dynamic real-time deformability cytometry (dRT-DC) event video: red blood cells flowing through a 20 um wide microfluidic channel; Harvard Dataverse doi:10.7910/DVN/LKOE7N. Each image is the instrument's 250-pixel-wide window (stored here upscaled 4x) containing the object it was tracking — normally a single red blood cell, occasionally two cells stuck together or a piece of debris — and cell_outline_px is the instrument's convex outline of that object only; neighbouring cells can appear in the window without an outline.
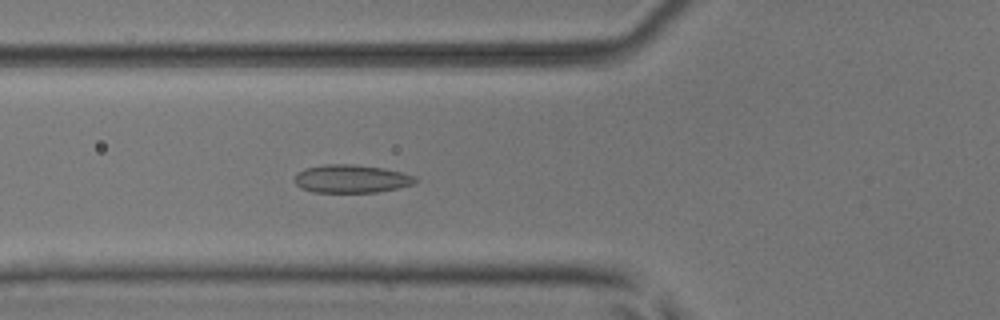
{"species": "common noctule bat (a hibernating species)", "species_latin": "Nyctalus noctula", "temperature_condition": "room temperature", "stored_images_in_passage": 50, "camera_frame_rate_fps": 3000, "um_per_image_px": 0.085, "animal": {"sex": "male", "body_mass_g": 17.9, "forearm_length_mm": 54.2}, "frame": {"image": 1, "passage_image": 18, "time_ms": 5.667, "image_size_px": [1000, 320], "cell_outline_px": [[420, 180], [416, 184], [376, 192], [312, 192], [300, 188], [296, 184], [296, 172], [304, 168], [324, 164], [352, 164], [384, 168], [416, 176]], "centroid_in_image_um": [29.88, 15.19], "position_along_channel_um": 95.9, "area_um2": 19.94}}
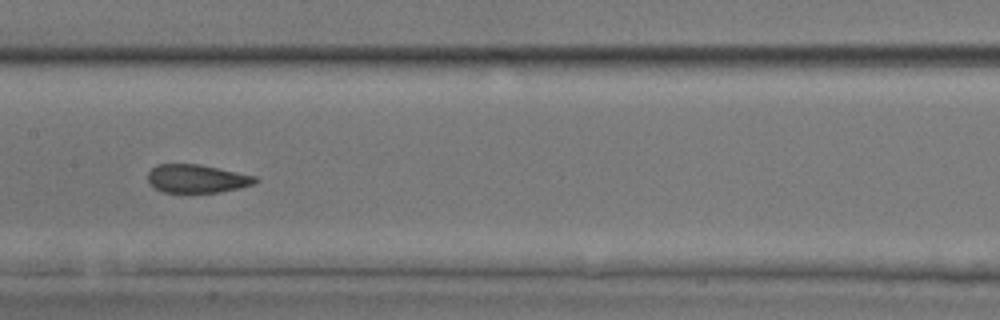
{"frame": {"image": 2, "passage_image": 25, "time_ms": 8.0, "image_size_px": [1000, 320], "cell_outline_px": [[260, 180], [256, 184], [220, 192], [164, 192], [148, 184], [148, 172], [156, 164], [200, 164], [256, 176]], "centroid_in_image_um": [16.75, 15.18], "position_along_channel_um": 190.7, "area_um2": 17.8}}
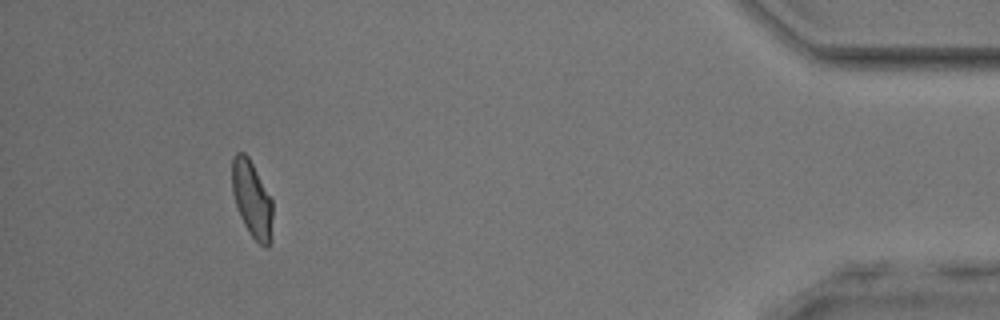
{"frame": {"image": 3, "passage_image": 46, "time_ms": 15.0, "image_size_px": [1000, 320], "cell_outline_px": [[272, 240], [268, 248], [264, 248], [252, 236], [244, 224], [240, 216], [232, 192], [232, 156], [236, 152], [244, 152], [248, 156], [272, 200]], "centroid_in_image_um": [21.42, 16.95], "position_along_channel_um": 413.8, "area_um2": 18.09}}